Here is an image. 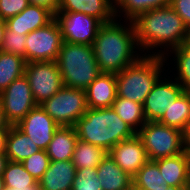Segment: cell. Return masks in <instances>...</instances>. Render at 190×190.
Returning <instances> with one entry per match:
<instances>
[{"mask_svg":"<svg viewBox=\"0 0 190 190\" xmlns=\"http://www.w3.org/2000/svg\"><path fill=\"white\" fill-rule=\"evenodd\" d=\"M129 24L127 28L113 20L99 27L92 46L102 73L118 74L140 58L134 55L137 40L132 21Z\"/></svg>","mask_w":190,"mask_h":190,"instance_id":"cell-1","label":"cell"},{"mask_svg":"<svg viewBox=\"0 0 190 190\" xmlns=\"http://www.w3.org/2000/svg\"><path fill=\"white\" fill-rule=\"evenodd\" d=\"M4 186L3 176H0V190H3Z\"/></svg>","mask_w":190,"mask_h":190,"instance_id":"cell-44","label":"cell"},{"mask_svg":"<svg viewBox=\"0 0 190 190\" xmlns=\"http://www.w3.org/2000/svg\"><path fill=\"white\" fill-rule=\"evenodd\" d=\"M187 43L190 45V30H189V38H188Z\"/></svg>","mask_w":190,"mask_h":190,"instance_id":"cell-46","label":"cell"},{"mask_svg":"<svg viewBox=\"0 0 190 190\" xmlns=\"http://www.w3.org/2000/svg\"><path fill=\"white\" fill-rule=\"evenodd\" d=\"M26 35L11 31L7 26L4 32L1 52L22 56L26 61Z\"/></svg>","mask_w":190,"mask_h":190,"instance_id":"cell-32","label":"cell"},{"mask_svg":"<svg viewBox=\"0 0 190 190\" xmlns=\"http://www.w3.org/2000/svg\"><path fill=\"white\" fill-rule=\"evenodd\" d=\"M25 76L28 78L37 105L55 95L62 87V75L56 61L27 62Z\"/></svg>","mask_w":190,"mask_h":190,"instance_id":"cell-9","label":"cell"},{"mask_svg":"<svg viewBox=\"0 0 190 190\" xmlns=\"http://www.w3.org/2000/svg\"><path fill=\"white\" fill-rule=\"evenodd\" d=\"M40 106L59 126H74L88 110L85 90L67 86Z\"/></svg>","mask_w":190,"mask_h":190,"instance_id":"cell-7","label":"cell"},{"mask_svg":"<svg viewBox=\"0 0 190 190\" xmlns=\"http://www.w3.org/2000/svg\"><path fill=\"white\" fill-rule=\"evenodd\" d=\"M183 143L185 150L190 153V121L183 130Z\"/></svg>","mask_w":190,"mask_h":190,"instance_id":"cell-37","label":"cell"},{"mask_svg":"<svg viewBox=\"0 0 190 190\" xmlns=\"http://www.w3.org/2000/svg\"><path fill=\"white\" fill-rule=\"evenodd\" d=\"M40 149L34 142L28 138L16 125L9 128L6 140L5 155L9 161L22 162L24 159L32 156Z\"/></svg>","mask_w":190,"mask_h":190,"instance_id":"cell-22","label":"cell"},{"mask_svg":"<svg viewBox=\"0 0 190 190\" xmlns=\"http://www.w3.org/2000/svg\"><path fill=\"white\" fill-rule=\"evenodd\" d=\"M54 19V15L47 9L29 4L21 13L6 20V26L24 35L38 28H42Z\"/></svg>","mask_w":190,"mask_h":190,"instance_id":"cell-18","label":"cell"},{"mask_svg":"<svg viewBox=\"0 0 190 190\" xmlns=\"http://www.w3.org/2000/svg\"><path fill=\"white\" fill-rule=\"evenodd\" d=\"M165 185L177 189H187L190 186L189 180V153L184 152L155 161Z\"/></svg>","mask_w":190,"mask_h":190,"instance_id":"cell-15","label":"cell"},{"mask_svg":"<svg viewBox=\"0 0 190 190\" xmlns=\"http://www.w3.org/2000/svg\"><path fill=\"white\" fill-rule=\"evenodd\" d=\"M141 56L116 74L117 96L144 104L146 96L160 78L164 53Z\"/></svg>","mask_w":190,"mask_h":190,"instance_id":"cell-4","label":"cell"},{"mask_svg":"<svg viewBox=\"0 0 190 190\" xmlns=\"http://www.w3.org/2000/svg\"><path fill=\"white\" fill-rule=\"evenodd\" d=\"M154 190H186V189H177V188H174V187H169V186H166V185H161L160 188L154 189Z\"/></svg>","mask_w":190,"mask_h":190,"instance_id":"cell-43","label":"cell"},{"mask_svg":"<svg viewBox=\"0 0 190 190\" xmlns=\"http://www.w3.org/2000/svg\"><path fill=\"white\" fill-rule=\"evenodd\" d=\"M40 150H46L59 125L40 106L34 107L17 125Z\"/></svg>","mask_w":190,"mask_h":190,"instance_id":"cell-13","label":"cell"},{"mask_svg":"<svg viewBox=\"0 0 190 190\" xmlns=\"http://www.w3.org/2000/svg\"><path fill=\"white\" fill-rule=\"evenodd\" d=\"M114 0H60L57 12H80L97 18L102 24L118 15Z\"/></svg>","mask_w":190,"mask_h":190,"instance_id":"cell-16","label":"cell"},{"mask_svg":"<svg viewBox=\"0 0 190 190\" xmlns=\"http://www.w3.org/2000/svg\"><path fill=\"white\" fill-rule=\"evenodd\" d=\"M56 63L63 86L76 89L85 90L102 73L92 45L63 41Z\"/></svg>","mask_w":190,"mask_h":190,"instance_id":"cell-5","label":"cell"},{"mask_svg":"<svg viewBox=\"0 0 190 190\" xmlns=\"http://www.w3.org/2000/svg\"><path fill=\"white\" fill-rule=\"evenodd\" d=\"M88 108H110L116 99V74L101 73L85 89Z\"/></svg>","mask_w":190,"mask_h":190,"instance_id":"cell-17","label":"cell"},{"mask_svg":"<svg viewBox=\"0 0 190 190\" xmlns=\"http://www.w3.org/2000/svg\"><path fill=\"white\" fill-rule=\"evenodd\" d=\"M6 29V20L0 17V50L3 44L4 32Z\"/></svg>","mask_w":190,"mask_h":190,"instance_id":"cell-41","label":"cell"},{"mask_svg":"<svg viewBox=\"0 0 190 190\" xmlns=\"http://www.w3.org/2000/svg\"><path fill=\"white\" fill-rule=\"evenodd\" d=\"M5 186L13 189H26L39 187L38 182L30 175L21 162L8 161L3 173Z\"/></svg>","mask_w":190,"mask_h":190,"instance_id":"cell-28","label":"cell"},{"mask_svg":"<svg viewBox=\"0 0 190 190\" xmlns=\"http://www.w3.org/2000/svg\"><path fill=\"white\" fill-rule=\"evenodd\" d=\"M21 163L24 169L38 182L47 171L50 158L45 150H39L32 156L24 159Z\"/></svg>","mask_w":190,"mask_h":190,"instance_id":"cell-31","label":"cell"},{"mask_svg":"<svg viewBox=\"0 0 190 190\" xmlns=\"http://www.w3.org/2000/svg\"><path fill=\"white\" fill-rule=\"evenodd\" d=\"M108 153L115 163L132 178L149 160L137 134L130 139L120 141Z\"/></svg>","mask_w":190,"mask_h":190,"instance_id":"cell-14","label":"cell"},{"mask_svg":"<svg viewBox=\"0 0 190 190\" xmlns=\"http://www.w3.org/2000/svg\"><path fill=\"white\" fill-rule=\"evenodd\" d=\"M136 134L141 139L149 160L156 161L185 151L183 131L158 121H147Z\"/></svg>","mask_w":190,"mask_h":190,"instance_id":"cell-6","label":"cell"},{"mask_svg":"<svg viewBox=\"0 0 190 190\" xmlns=\"http://www.w3.org/2000/svg\"><path fill=\"white\" fill-rule=\"evenodd\" d=\"M10 126L11 125L8 123V121L5 118L4 111L0 103V130H9Z\"/></svg>","mask_w":190,"mask_h":190,"instance_id":"cell-39","label":"cell"},{"mask_svg":"<svg viewBox=\"0 0 190 190\" xmlns=\"http://www.w3.org/2000/svg\"><path fill=\"white\" fill-rule=\"evenodd\" d=\"M161 185H165V180L160 174L158 164L153 160H148L133 176L134 190H154Z\"/></svg>","mask_w":190,"mask_h":190,"instance_id":"cell-27","label":"cell"},{"mask_svg":"<svg viewBox=\"0 0 190 190\" xmlns=\"http://www.w3.org/2000/svg\"><path fill=\"white\" fill-rule=\"evenodd\" d=\"M112 108L136 132L147 122L143 112V104L141 103L116 96Z\"/></svg>","mask_w":190,"mask_h":190,"instance_id":"cell-26","label":"cell"},{"mask_svg":"<svg viewBox=\"0 0 190 190\" xmlns=\"http://www.w3.org/2000/svg\"><path fill=\"white\" fill-rule=\"evenodd\" d=\"M96 168L76 169L71 190H102Z\"/></svg>","mask_w":190,"mask_h":190,"instance_id":"cell-33","label":"cell"},{"mask_svg":"<svg viewBox=\"0 0 190 190\" xmlns=\"http://www.w3.org/2000/svg\"><path fill=\"white\" fill-rule=\"evenodd\" d=\"M74 127L78 139L99 146L107 152L120 141L130 139L137 133L112 107L88 108Z\"/></svg>","mask_w":190,"mask_h":190,"instance_id":"cell-3","label":"cell"},{"mask_svg":"<svg viewBox=\"0 0 190 190\" xmlns=\"http://www.w3.org/2000/svg\"><path fill=\"white\" fill-rule=\"evenodd\" d=\"M60 0H28L29 4L43 7L49 10L53 15L58 11Z\"/></svg>","mask_w":190,"mask_h":190,"instance_id":"cell-36","label":"cell"},{"mask_svg":"<svg viewBox=\"0 0 190 190\" xmlns=\"http://www.w3.org/2000/svg\"><path fill=\"white\" fill-rule=\"evenodd\" d=\"M102 190H132L133 178L123 171L109 155L96 168Z\"/></svg>","mask_w":190,"mask_h":190,"instance_id":"cell-20","label":"cell"},{"mask_svg":"<svg viewBox=\"0 0 190 190\" xmlns=\"http://www.w3.org/2000/svg\"><path fill=\"white\" fill-rule=\"evenodd\" d=\"M107 154L103 148L78 139L72 162L76 169L97 168Z\"/></svg>","mask_w":190,"mask_h":190,"instance_id":"cell-24","label":"cell"},{"mask_svg":"<svg viewBox=\"0 0 190 190\" xmlns=\"http://www.w3.org/2000/svg\"><path fill=\"white\" fill-rule=\"evenodd\" d=\"M137 48L153 49L166 45L174 49L188 41L189 29L170 6L146 11L132 20Z\"/></svg>","mask_w":190,"mask_h":190,"instance_id":"cell-2","label":"cell"},{"mask_svg":"<svg viewBox=\"0 0 190 190\" xmlns=\"http://www.w3.org/2000/svg\"><path fill=\"white\" fill-rule=\"evenodd\" d=\"M77 141L78 137L74 126H59L45 150L50 161L72 160Z\"/></svg>","mask_w":190,"mask_h":190,"instance_id":"cell-21","label":"cell"},{"mask_svg":"<svg viewBox=\"0 0 190 190\" xmlns=\"http://www.w3.org/2000/svg\"><path fill=\"white\" fill-rule=\"evenodd\" d=\"M8 161V157L5 154H0V176H3Z\"/></svg>","mask_w":190,"mask_h":190,"instance_id":"cell-40","label":"cell"},{"mask_svg":"<svg viewBox=\"0 0 190 190\" xmlns=\"http://www.w3.org/2000/svg\"><path fill=\"white\" fill-rule=\"evenodd\" d=\"M63 43L59 25L55 19L42 28L26 35V63L56 61Z\"/></svg>","mask_w":190,"mask_h":190,"instance_id":"cell-8","label":"cell"},{"mask_svg":"<svg viewBox=\"0 0 190 190\" xmlns=\"http://www.w3.org/2000/svg\"><path fill=\"white\" fill-rule=\"evenodd\" d=\"M189 180H190V153H189Z\"/></svg>","mask_w":190,"mask_h":190,"instance_id":"cell-45","label":"cell"},{"mask_svg":"<svg viewBox=\"0 0 190 190\" xmlns=\"http://www.w3.org/2000/svg\"><path fill=\"white\" fill-rule=\"evenodd\" d=\"M177 60L178 76L175 78L184 91L190 92V45L186 42L174 49Z\"/></svg>","mask_w":190,"mask_h":190,"instance_id":"cell-30","label":"cell"},{"mask_svg":"<svg viewBox=\"0 0 190 190\" xmlns=\"http://www.w3.org/2000/svg\"><path fill=\"white\" fill-rule=\"evenodd\" d=\"M114 2V5L125 12V17L129 21L146 11L170 5V0H114Z\"/></svg>","mask_w":190,"mask_h":190,"instance_id":"cell-29","label":"cell"},{"mask_svg":"<svg viewBox=\"0 0 190 190\" xmlns=\"http://www.w3.org/2000/svg\"><path fill=\"white\" fill-rule=\"evenodd\" d=\"M190 121V92L184 91L158 121L165 126L184 130Z\"/></svg>","mask_w":190,"mask_h":190,"instance_id":"cell-23","label":"cell"},{"mask_svg":"<svg viewBox=\"0 0 190 190\" xmlns=\"http://www.w3.org/2000/svg\"><path fill=\"white\" fill-rule=\"evenodd\" d=\"M26 61L22 56L0 51V94L25 73Z\"/></svg>","mask_w":190,"mask_h":190,"instance_id":"cell-25","label":"cell"},{"mask_svg":"<svg viewBox=\"0 0 190 190\" xmlns=\"http://www.w3.org/2000/svg\"><path fill=\"white\" fill-rule=\"evenodd\" d=\"M0 103L8 123L17 125L37 106L25 74L15 79L1 94Z\"/></svg>","mask_w":190,"mask_h":190,"instance_id":"cell-10","label":"cell"},{"mask_svg":"<svg viewBox=\"0 0 190 190\" xmlns=\"http://www.w3.org/2000/svg\"><path fill=\"white\" fill-rule=\"evenodd\" d=\"M3 190H22V189H13V188L4 186ZM23 190H40V188L39 187H28V188L23 189Z\"/></svg>","mask_w":190,"mask_h":190,"instance_id":"cell-42","label":"cell"},{"mask_svg":"<svg viewBox=\"0 0 190 190\" xmlns=\"http://www.w3.org/2000/svg\"><path fill=\"white\" fill-rule=\"evenodd\" d=\"M9 130H0V154H5L6 152V140Z\"/></svg>","mask_w":190,"mask_h":190,"instance_id":"cell-38","label":"cell"},{"mask_svg":"<svg viewBox=\"0 0 190 190\" xmlns=\"http://www.w3.org/2000/svg\"><path fill=\"white\" fill-rule=\"evenodd\" d=\"M62 40L69 43L92 45L102 23L95 17L80 12H56Z\"/></svg>","mask_w":190,"mask_h":190,"instance_id":"cell-11","label":"cell"},{"mask_svg":"<svg viewBox=\"0 0 190 190\" xmlns=\"http://www.w3.org/2000/svg\"><path fill=\"white\" fill-rule=\"evenodd\" d=\"M158 79L151 92L146 96L143 112L146 121H159L165 111L184 92V88L176 81ZM162 81V82H161Z\"/></svg>","mask_w":190,"mask_h":190,"instance_id":"cell-12","label":"cell"},{"mask_svg":"<svg viewBox=\"0 0 190 190\" xmlns=\"http://www.w3.org/2000/svg\"><path fill=\"white\" fill-rule=\"evenodd\" d=\"M75 175L76 167L72 160L50 161L38 185L40 190H71Z\"/></svg>","mask_w":190,"mask_h":190,"instance_id":"cell-19","label":"cell"},{"mask_svg":"<svg viewBox=\"0 0 190 190\" xmlns=\"http://www.w3.org/2000/svg\"><path fill=\"white\" fill-rule=\"evenodd\" d=\"M28 5V0H0V17L7 20L21 13Z\"/></svg>","mask_w":190,"mask_h":190,"instance_id":"cell-34","label":"cell"},{"mask_svg":"<svg viewBox=\"0 0 190 190\" xmlns=\"http://www.w3.org/2000/svg\"><path fill=\"white\" fill-rule=\"evenodd\" d=\"M170 6L190 30V0H170Z\"/></svg>","mask_w":190,"mask_h":190,"instance_id":"cell-35","label":"cell"}]
</instances>
